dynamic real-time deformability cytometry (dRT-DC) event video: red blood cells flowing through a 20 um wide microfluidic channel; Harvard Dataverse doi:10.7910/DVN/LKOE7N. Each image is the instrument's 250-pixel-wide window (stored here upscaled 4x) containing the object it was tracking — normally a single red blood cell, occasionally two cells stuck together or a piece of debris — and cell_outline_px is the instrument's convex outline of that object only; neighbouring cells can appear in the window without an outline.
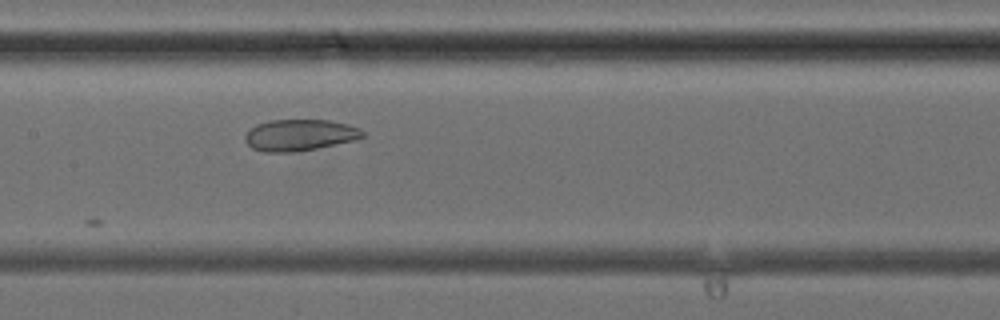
{"species": "common noctule bat (a hibernating species)", "species_latin": "Nyctalus noctula", "temperature_condition": "cold", "stored_images_in_passage": 6, "camera_frame_rate_fps": 3000, "um_per_image_px": 0.085, "animal": {"sex": "female", "body_mass_g": 24.6, "forearm_length_mm": 56.2}, "frame": {"image": 1, "passage_image": 6, "time_ms": 5.667, "image_size_px": [1000, 320], "cell_outline_px": [[364, 136], [352, 140], [316, 148], [296, 152], [264, 152], [252, 148], [244, 140], [244, 136], [256, 124], [268, 120], [328, 120], [348, 124], [360, 128], [364, 132]], "centroid_in_image_um": [25.44, 11.47], "position_along_channel_um": 182.0, "area_um2": 21.39}}